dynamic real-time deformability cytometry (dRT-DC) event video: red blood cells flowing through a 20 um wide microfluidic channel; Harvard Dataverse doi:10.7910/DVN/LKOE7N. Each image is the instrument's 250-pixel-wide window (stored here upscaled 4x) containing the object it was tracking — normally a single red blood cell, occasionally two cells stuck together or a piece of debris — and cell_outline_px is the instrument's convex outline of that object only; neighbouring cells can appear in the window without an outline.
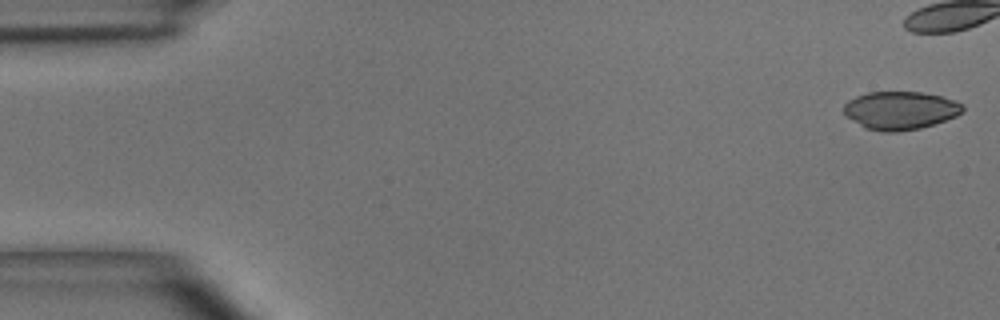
{"species": "common noctule bat (a hibernating species)", "species_latin": "Nyctalus noctula", "temperature_condition": "room temperature", "stored_images_in_passage": 39, "camera_frame_rate_fps": 3000, "um_per_image_px": 0.085, "animal": {"sex": "male", "body_mass_g": 15.6}, "frame": {"image": 1, "passage_image": 1, "time_ms": 0.0, "image_size_px": [1000, 320], "cell_outline_px": [[964, 108], [956, 116], [920, 128], [896, 132], [884, 132], [864, 128], [844, 116], [844, 104], [848, 100], [856, 96], [868, 92], [920, 92], [940, 96], [956, 100]], "centroid_in_image_um": [76.46, 9.39], "position_along_channel_um": 8.5, "area_um2": 26.36}}
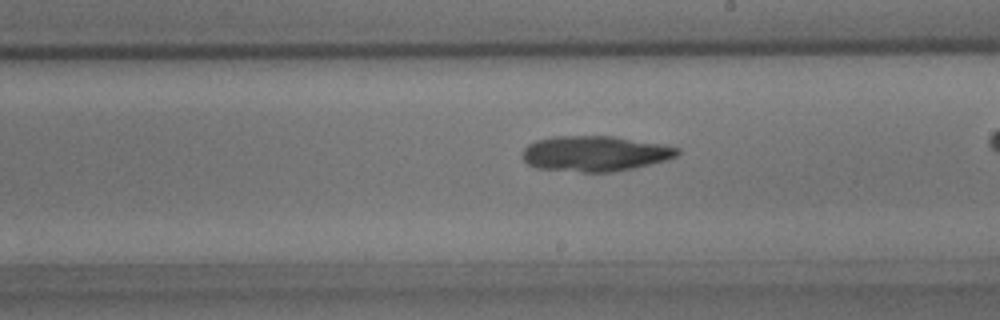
{"frame": {"image": 2, "passage_image": 28, "time_ms": 9.0, "image_size_px": [1000, 320], "cell_outline_px": [[680, 152], [676, 156], [664, 160], [632, 168], [612, 172], [584, 172], [536, 168], [528, 164], [520, 156], [524, 148], [528, 144], [536, 140], [552, 136], [616, 136], [660, 144], [680, 148]], "centroid_in_image_um": [50.52, 13.04], "position_along_channel_um": 238.5, "area_um2": 31.96}}